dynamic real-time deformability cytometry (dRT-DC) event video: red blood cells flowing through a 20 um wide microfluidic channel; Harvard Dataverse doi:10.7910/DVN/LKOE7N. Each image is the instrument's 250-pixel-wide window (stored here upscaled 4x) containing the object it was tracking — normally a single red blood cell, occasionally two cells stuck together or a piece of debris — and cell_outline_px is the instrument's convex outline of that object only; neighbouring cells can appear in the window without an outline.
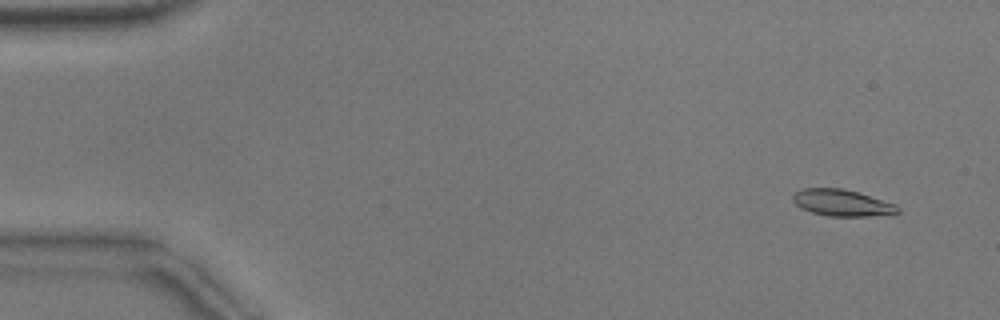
{"species": "common noctule bat (a hibernating species)", "species_latin": "Nyctalus noctula", "temperature_condition": "warm", "stored_images_in_passage": 53, "camera_frame_rate_fps": 3000, "um_per_image_px": 0.085, "animal": {"sex": "male", "body_mass_g": 17.9}, "frame": {"image": 1, "passage_image": 4, "time_ms": 1.0, "image_size_px": [1000, 320], "cell_outline_px": [[900, 212], [868, 216], [828, 216], [812, 212], [800, 208], [792, 200], [792, 196], [796, 192], [804, 188], [840, 188], [856, 192], [896, 204], [900, 208]], "centroid_in_image_um": [71.54, 17.24], "position_along_channel_um": 13.5, "area_um2": 16.01}}
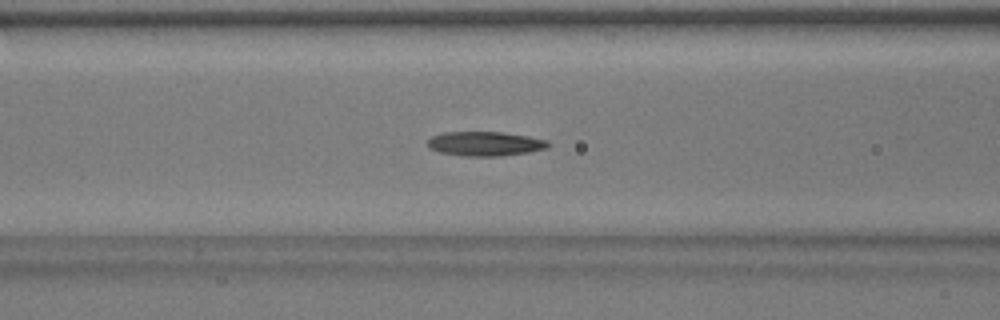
{"frame": {"image": 2, "passage_image": 22, "time_ms": 7.0, "image_size_px": [1000, 320], "cell_outline_px": [[548, 148], [528, 152], [500, 156], [464, 156], [440, 152], [428, 148], [428, 140], [432, 136], [444, 132], [500, 132], [528, 136], [548, 140]], "centroid_in_image_um": [41.22, 12.22], "position_along_channel_um": 125.4, "area_um2": 17.05}}
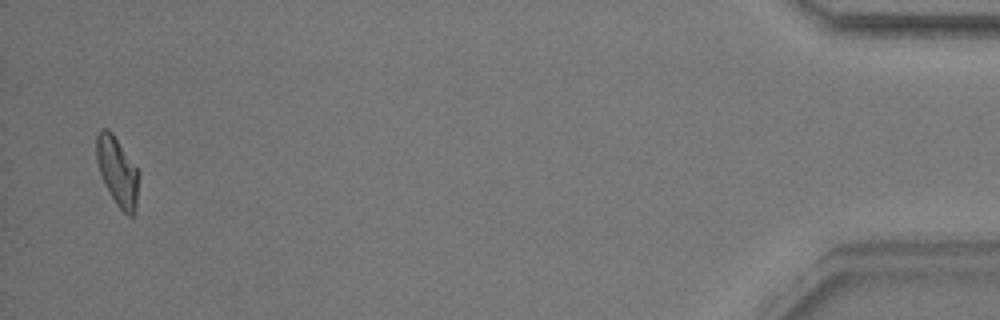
{"frame": {"image": 3, "passage_image": 52, "time_ms": 17.0, "image_size_px": [1000, 320], "cell_outline_px": [[140, 172], [136, 212], [132, 216], [128, 216], [116, 204], [100, 172], [96, 160], [96, 136], [100, 128], [108, 128], [112, 132]], "centroid_in_image_um": [10.01, 14.55], "position_along_channel_um": 425.2, "area_um2": 16.99}}